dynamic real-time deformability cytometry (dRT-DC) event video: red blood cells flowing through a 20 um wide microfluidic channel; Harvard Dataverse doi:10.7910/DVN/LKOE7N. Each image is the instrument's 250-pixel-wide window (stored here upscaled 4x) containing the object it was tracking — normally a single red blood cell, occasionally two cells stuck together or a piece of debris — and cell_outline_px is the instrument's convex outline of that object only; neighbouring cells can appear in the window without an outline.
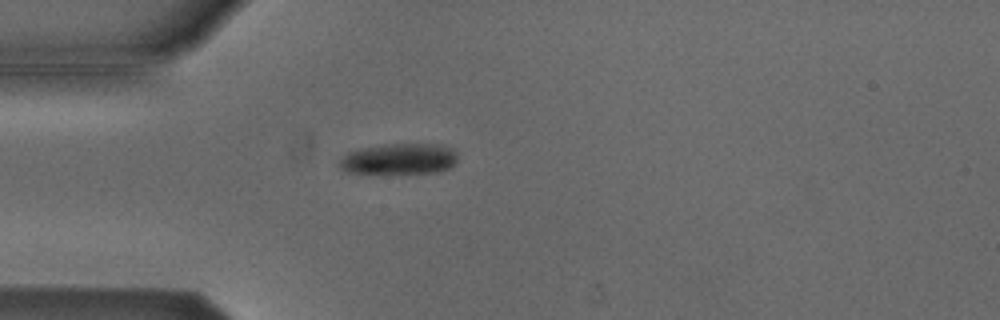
{"species": "Egyptian fruit bat (a non-hibernating species)", "species_latin": "Rousettus aegyptiacus", "temperature_condition": "cold", "stored_images_in_passage": 1, "camera_frame_rate_fps": 3000, "um_per_image_px": 0.085, "animal": {"sex": "male"}, "frame": {"image": 1, "passage_image": 1, "time_ms": 0.0, "image_size_px": [1000, 320], "cell_outline_px": [[456, 164], [448, 168], [436, 172], [348, 172], [340, 168], [340, 160], [348, 152], [360, 148], [384, 144], [444, 144], [452, 148], [456, 152]], "centroid_in_image_um": [33.97, 13.48], "position_along_channel_um": 51.0, "area_um2": 20.98}}